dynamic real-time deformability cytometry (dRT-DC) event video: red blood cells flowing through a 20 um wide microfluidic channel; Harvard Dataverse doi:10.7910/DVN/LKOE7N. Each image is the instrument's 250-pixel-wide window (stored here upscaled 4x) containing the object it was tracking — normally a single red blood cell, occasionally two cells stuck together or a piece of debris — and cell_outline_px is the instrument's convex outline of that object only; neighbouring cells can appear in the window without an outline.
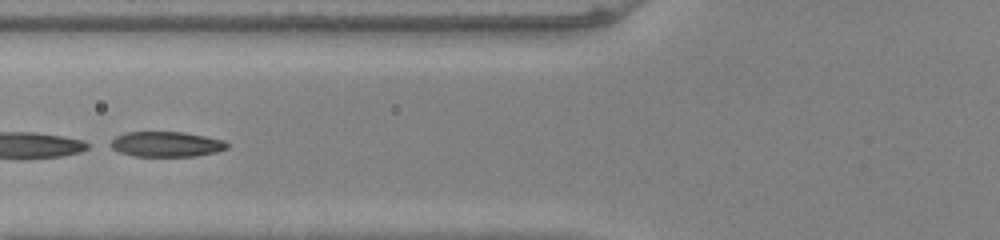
{"species": "common noctule bat (a hibernating species)", "species_latin": "Nyctalus noctula", "temperature_condition": "warm", "stored_images_in_passage": 46, "segment_of_instrument_passage": [2, 2], "camera_frame_rate_fps": 3000, "um_per_image_px": 0.085, "animal": {"sex": "male", "body_mass_g": 20.0, "forearm_length_mm": 53.3}, "frame": {"image": 1, "passage_image": 16, "time_ms": 5.0, "image_size_px": [1000, 240], "cell_outline_px": [[228, 148], [216, 152], [196, 156], [132, 156], [120, 152], [104, 144], [116, 136], [124, 132], [184, 132], [224, 140], [228, 144]], "centroid_in_image_um": [14.07, 12.25], "position_along_channel_um": 111.7, "area_um2": 17.34}}